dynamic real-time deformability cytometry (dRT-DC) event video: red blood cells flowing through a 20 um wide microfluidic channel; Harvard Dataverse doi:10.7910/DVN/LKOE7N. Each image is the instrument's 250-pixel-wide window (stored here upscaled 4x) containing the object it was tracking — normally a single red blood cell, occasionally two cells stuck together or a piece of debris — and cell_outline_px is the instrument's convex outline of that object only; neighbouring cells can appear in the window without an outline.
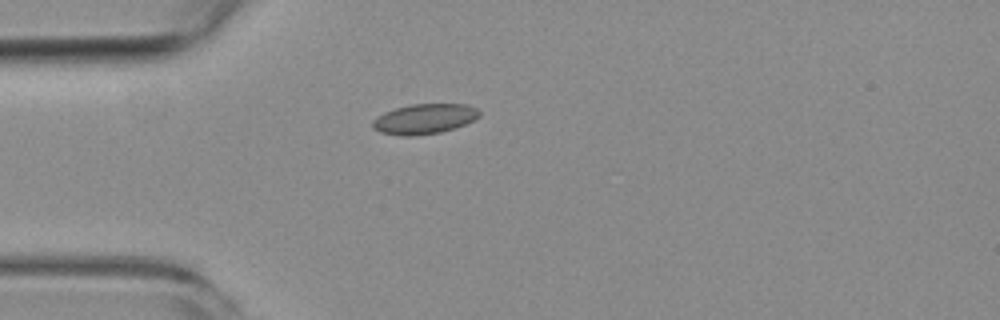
{"species": "common noctule bat (a hibernating species)", "species_latin": "Nyctalus noctula", "temperature_condition": "room temperature", "stored_images_in_passage": 2, "camera_frame_rate_fps": 3000, "um_per_image_px": 0.085, "animal": {"sex": "female", "body_mass_g": 19.3, "forearm_length_mm": 54.1}, "frame": {"image": 1, "passage_image": 1, "time_ms": 0.0, "image_size_px": [1000, 320], "cell_outline_px": [[480, 116], [464, 124], [440, 132], [412, 136], [404, 136], [380, 132], [372, 128], [372, 120], [376, 116], [384, 112], [396, 108], [412, 104], [468, 104], [476, 108], [480, 112]], "centroid_in_image_um": [36.04, 10.1], "position_along_channel_um": 49.0, "area_um2": 18.61}}